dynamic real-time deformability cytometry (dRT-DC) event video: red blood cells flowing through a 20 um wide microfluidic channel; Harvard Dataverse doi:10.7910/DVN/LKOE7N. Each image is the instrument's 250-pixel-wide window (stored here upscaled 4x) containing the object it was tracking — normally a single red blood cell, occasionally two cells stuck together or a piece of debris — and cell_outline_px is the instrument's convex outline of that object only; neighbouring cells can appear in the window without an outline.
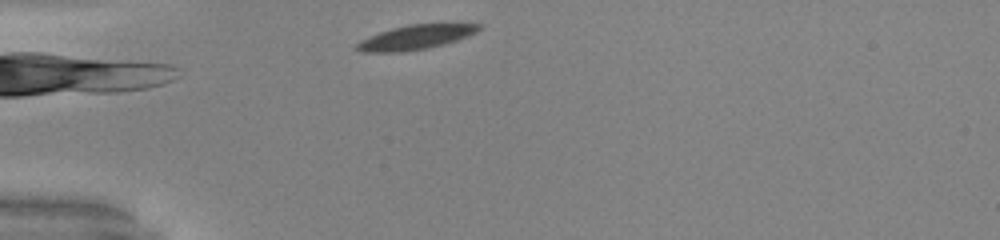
{"species": "common noctule bat (a hibernating species)", "species_latin": "Nyctalus noctula", "temperature_condition": "warm", "stored_images_in_passage": 29, "camera_frame_rate_fps": 3000, "um_per_image_px": 0.085, "animal": {"sex": "male", "body_mass_g": 20.0, "forearm_length_mm": 53.3}, "frame": {"image": 1, "passage_image": 1, "time_ms": 0.0, "image_size_px": [1000, 240], "cell_outline_px": [[480, 28], [476, 32], [456, 40], [444, 44], [428, 48], [400, 52], [360, 52], [352, 48], [360, 40], [380, 32], [392, 28], [408, 24], [480, 24]], "centroid_in_image_um": [35.24, 3.18], "position_along_channel_um": 49.8, "area_um2": 17.22}}
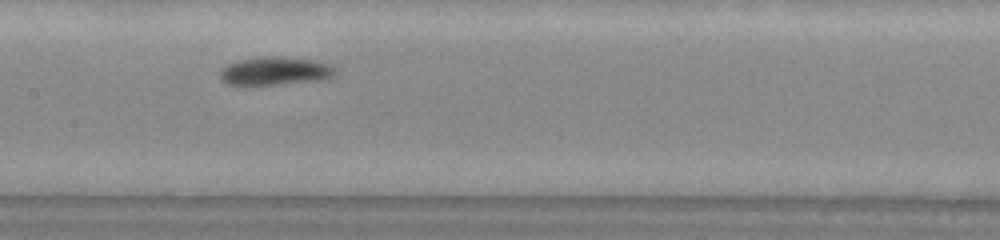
{"frame": {"image": 2, "passage_image": 13, "time_ms": 4.0, "image_size_px": [1000, 240], "cell_outline_px": [[336, 72], [328, 80], [276, 84], [224, 84], [220, 80], [220, 72], [228, 64], [240, 60], [264, 56], [280, 56], [312, 60], [328, 64], [336, 68]], "centroid_in_image_um": [23.42, 6.04], "position_along_channel_um": 184.0, "area_um2": 18.9}}
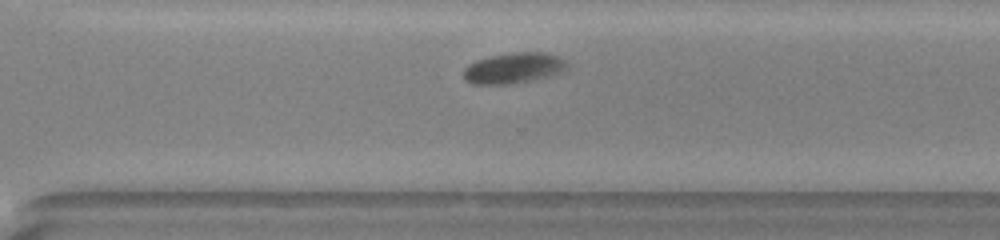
{"frame": {"image": 3, "passage_image": 24, "time_ms": 7.667, "image_size_px": [1000, 240], "cell_outline_px": [[568, 72], [552, 76], [512, 84], [472, 84], [464, 80], [464, 68], [468, 64], [476, 60], [492, 56], [512, 52], [544, 52], [560, 56], [568, 60]], "centroid_in_image_um": [43.75, 5.79], "position_along_channel_um": 326.8, "area_um2": 19.07}, "authors_computed_cell_mechanics": {"area_um2": 18.7272, "velocity_mm_per_s": 3.8929, "shape_relaxation_time_tau1_ms": 3.2749, "shape_relaxation_time_tau2_ms": null, "deformation_change_tau1": 0.1798, "deformation_change_tau2": null}}